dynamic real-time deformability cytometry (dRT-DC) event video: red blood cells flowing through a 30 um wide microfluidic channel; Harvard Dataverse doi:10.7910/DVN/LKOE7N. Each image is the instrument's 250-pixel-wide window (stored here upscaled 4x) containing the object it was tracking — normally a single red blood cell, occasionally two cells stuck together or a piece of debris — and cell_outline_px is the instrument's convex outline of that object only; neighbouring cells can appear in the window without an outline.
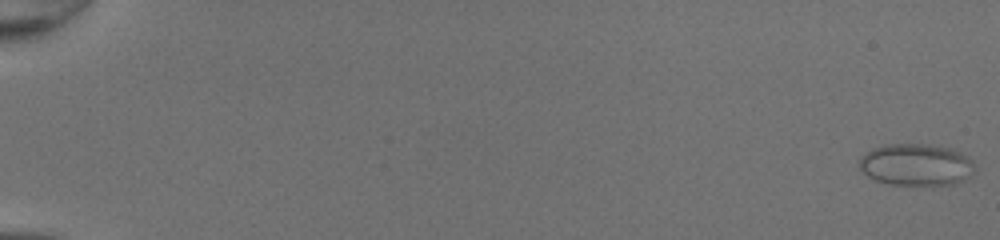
{"species": "common noctule bat (a hibernating species)", "species_latin": "Nyctalus noctula", "temperature_condition": "room temperature", "stored_images_in_passage": 51, "camera_frame_rate_fps": 3000, "um_per_image_px": 0.085, "animal": {"sex": "female", "body_mass_g": 20.0, "forearm_length_mm": 54.0}, "frame": {"image": 1, "passage_image": 1, "time_ms": 0.0, "image_size_px": [1000, 240], "cell_outline_px": [[976, 168], [972, 176], [964, 180], [952, 184], [888, 184], [876, 180], [868, 176], [860, 168], [860, 156], [872, 148], [884, 144], [928, 144], [952, 148], [968, 156], [972, 160]], "centroid_in_image_um": [77.9, 13.98], "position_along_channel_um": 7.1, "area_um2": 28.32}}
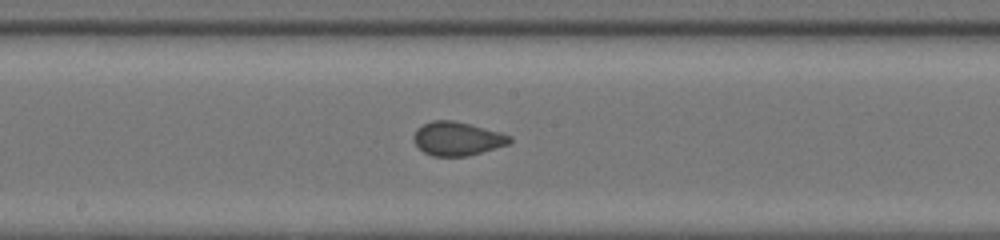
{"frame": {"image": 2, "passage_image": 30, "time_ms": 9.667, "image_size_px": [1000, 240], "cell_outline_px": [[512, 140], [508, 144], [468, 156], [432, 156], [424, 152], [412, 140], [412, 136], [416, 128], [432, 120], [456, 120], [472, 124], [500, 132], [512, 136]], "centroid_in_image_um": [38.85, 11.77], "position_along_channel_um": 209.4, "area_um2": 19.02}}
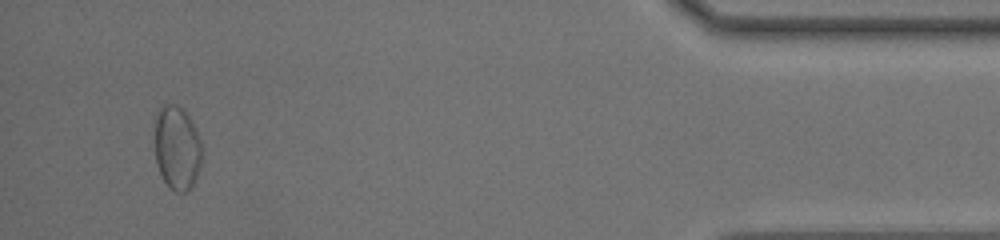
{"frame": {"image": 3, "passage_image": 49, "time_ms": 16.0, "image_size_px": [1000, 240], "cell_outline_px": [[204, 152], [200, 168], [192, 184], [184, 192], [176, 192], [164, 180], [156, 164], [156, 112], [164, 104], [176, 104], [184, 108], [192, 120], [196, 128]], "centroid_in_image_um": [15.08, 12.51], "position_along_channel_um": 420.1, "area_um2": 23.18}}